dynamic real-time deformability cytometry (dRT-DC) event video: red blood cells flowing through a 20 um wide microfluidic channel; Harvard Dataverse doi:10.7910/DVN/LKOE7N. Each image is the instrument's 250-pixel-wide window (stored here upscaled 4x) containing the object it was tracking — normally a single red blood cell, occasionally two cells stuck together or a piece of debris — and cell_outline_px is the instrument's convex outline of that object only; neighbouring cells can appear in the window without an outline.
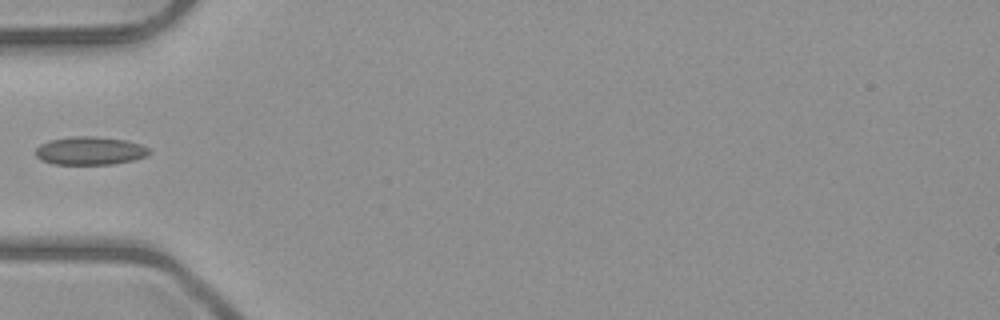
{"species": "common noctule bat (a hibernating species)", "species_latin": "Nyctalus noctula", "temperature_condition": "room temperature", "stored_images_in_passage": 4, "camera_frame_rate_fps": 3000, "um_per_image_px": 0.085, "animal": {"sex": "male", "body_mass_g": 23.1, "forearm_length_mm": 52.7}, "frame": {"image": 1, "passage_image": 4, "time_ms": 3.667, "image_size_px": [1000, 320], "cell_outline_px": [[152, 152], [148, 156], [132, 160], [112, 164], [52, 164], [40, 160], [36, 156], [36, 148], [40, 144], [52, 140], [72, 136], [92, 136], [124, 140], [140, 144], [148, 148]], "centroid_in_image_um": [7.65, 12.82], "position_along_channel_um": 77.4, "area_um2": 18.61}}